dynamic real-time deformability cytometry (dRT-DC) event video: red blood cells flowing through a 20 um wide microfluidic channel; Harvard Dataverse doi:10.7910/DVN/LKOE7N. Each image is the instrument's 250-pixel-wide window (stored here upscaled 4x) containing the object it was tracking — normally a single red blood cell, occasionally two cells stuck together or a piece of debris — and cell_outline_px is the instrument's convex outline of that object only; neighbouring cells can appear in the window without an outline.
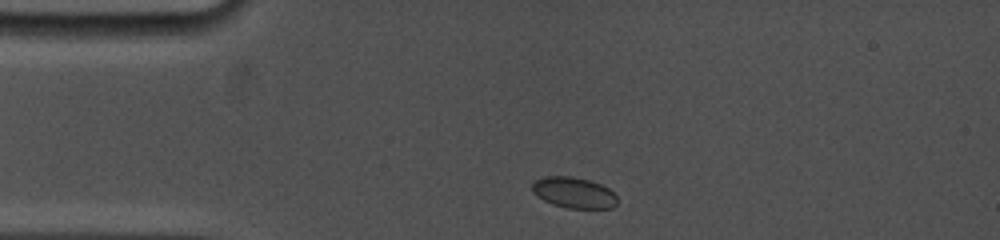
{"species": "common noctule bat (a hibernating species)", "species_latin": "Nyctalus noctula", "temperature_condition": "cold", "stored_images_in_passage": 2, "camera_frame_rate_fps": 5000, "um_per_image_px": 0.085, "animal": {"sex": "female", "body_mass_g": 19.0, "forearm_length_mm": 53.3}, "frame": {"image": 1, "passage_image": 1, "time_ms": 0.0, "image_size_px": [1000, 240], "cell_outline_px": [[616, 204], [612, 208], [568, 208], [552, 204], [536, 196], [532, 192], [532, 184], [536, 180], [544, 176], [572, 176], [588, 180], [600, 184], [608, 188], [616, 196]], "centroid_in_image_um": [48.75, 16.37], "position_along_channel_um": 36.3, "area_um2": 15.26}}